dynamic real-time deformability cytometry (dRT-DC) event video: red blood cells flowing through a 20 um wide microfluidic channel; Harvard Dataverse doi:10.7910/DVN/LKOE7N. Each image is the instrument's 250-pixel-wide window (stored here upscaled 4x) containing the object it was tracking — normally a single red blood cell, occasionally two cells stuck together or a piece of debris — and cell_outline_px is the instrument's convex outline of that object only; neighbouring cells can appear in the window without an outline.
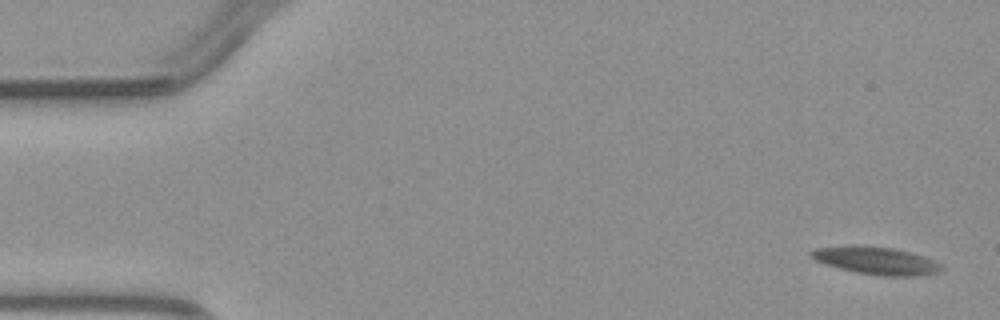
{"species": "common noctule bat (a hibernating species)", "species_latin": "Nyctalus noctula", "temperature_condition": "warm", "stored_images_in_passage": 5, "camera_frame_rate_fps": 3000, "um_per_image_px": 0.085, "animal": {"sex": "male", "body_mass_g": 23.1, "forearm_length_mm": 52.7}, "frame": {"image": 1, "passage_image": 1, "time_ms": 0.0, "image_size_px": [1000, 320], "cell_outline_px": [[944, 268], [940, 272], [924, 276], [880, 276], [856, 272], [840, 268], [816, 260], [808, 256], [808, 252], [816, 248], [848, 244], [860, 244], [892, 248], [924, 256], [940, 264]], "centroid_in_image_um": [74.46, 22.14], "position_along_channel_um": 10.5, "area_um2": 21.27}}
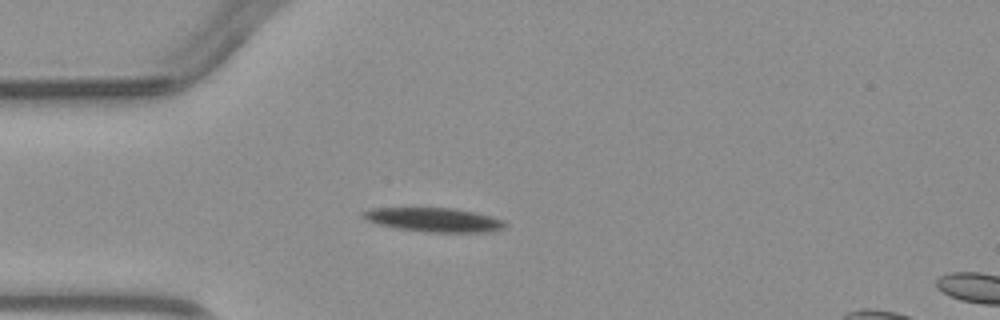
{"frame": {"image": 2, "passage_image": 4, "time_ms": 3.667, "image_size_px": [1000, 320], "cell_outline_px": [[508, 224], [504, 228], [492, 232], [428, 232], [396, 228], [364, 220], [360, 216], [360, 212], [372, 208], [456, 208], [492, 216], [504, 220]], "centroid_in_image_um": [36.9, 18.68], "position_along_channel_um": 48.1, "area_um2": 20.11}}